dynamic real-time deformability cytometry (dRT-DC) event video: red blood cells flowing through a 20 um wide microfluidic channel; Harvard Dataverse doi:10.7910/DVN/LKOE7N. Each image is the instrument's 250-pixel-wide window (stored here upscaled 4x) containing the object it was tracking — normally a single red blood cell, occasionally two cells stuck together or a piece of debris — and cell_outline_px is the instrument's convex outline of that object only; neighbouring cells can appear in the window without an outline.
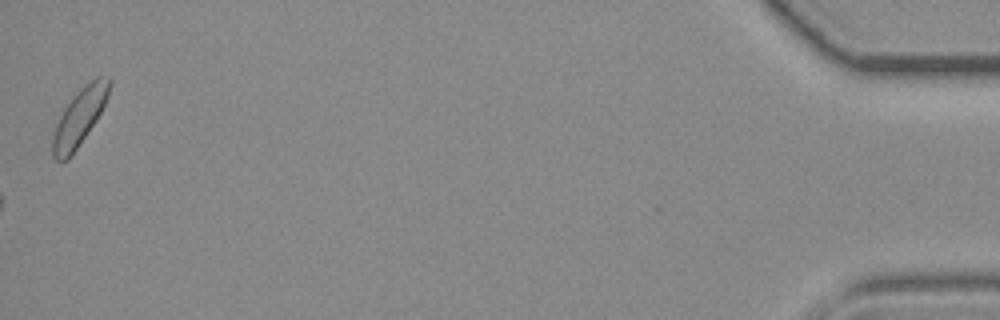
{"species": "common noctule bat (a hibernating species)", "species_latin": "Nyctalus noctula", "temperature_condition": "room temperature", "stored_images_in_passage": 41, "camera_frame_rate_fps": 3000, "um_per_image_px": 0.085, "animal": {"sex": "female", "body_mass_g": 19.3, "forearm_length_mm": 54.1}, "frame": {"image": 1, "passage_image": 41, "time_ms": 13.333, "image_size_px": [1000, 320], "cell_outline_px": [[112, 84], [108, 96], [96, 120], [68, 160], [56, 160], [52, 156], [52, 136], [56, 124], [64, 108], [72, 96], [80, 88], [96, 76], [108, 76], [112, 80]], "centroid_in_image_um": [6.75, 9.91], "position_along_channel_um": 428.4, "area_um2": 18.73}}